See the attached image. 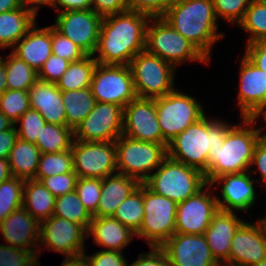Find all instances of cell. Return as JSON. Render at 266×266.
Instances as JSON below:
<instances>
[{"instance_id":"43","label":"cell","mask_w":266,"mask_h":266,"mask_svg":"<svg viewBox=\"0 0 266 266\" xmlns=\"http://www.w3.org/2000/svg\"><path fill=\"white\" fill-rule=\"evenodd\" d=\"M251 0H213L217 19L221 17L228 23L239 24L249 7Z\"/></svg>"},{"instance_id":"60","label":"cell","mask_w":266,"mask_h":266,"mask_svg":"<svg viewBox=\"0 0 266 266\" xmlns=\"http://www.w3.org/2000/svg\"><path fill=\"white\" fill-rule=\"evenodd\" d=\"M4 57L0 56V95H2L7 90L6 84V68Z\"/></svg>"},{"instance_id":"39","label":"cell","mask_w":266,"mask_h":266,"mask_svg":"<svg viewBox=\"0 0 266 266\" xmlns=\"http://www.w3.org/2000/svg\"><path fill=\"white\" fill-rule=\"evenodd\" d=\"M25 180L18 177L0 183V222L23 205Z\"/></svg>"},{"instance_id":"25","label":"cell","mask_w":266,"mask_h":266,"mask_svg":"<svg viewBox=\"0 0 266 266\" xmlns=\"http://www.w3.org/2000/svg\"><path fill=\"white\" fill-rule=\"evenodd\" d=\"M36 26L35 23L16 43L12 52L38 72L52 54V25Z\"/></svg>"},{"instance_id":"23","label":"cell","mask_w":266,"mask_h":266,"mask_svg":"<svg viewBox=\"0 0 266 266\" xmlns=\"http://www.w3.org/2000/svg\"><path fill=\"white\" fill-rule=\"evenodd\" d=\"M235 212L219 210L212 218L204 236L215 260L223 265L229 258L232 238L244 223Z\"/></svg>"},{"instance_id":"40","label":"cell","mask_w":266,"mask_h":266,"mask_svg":"<svg viewBox=\"0 0 266 266\" xmlns=\"http://www.w3.org/2000/svg\"><path fill=\"white\" fill-rule=\"evenodd\" d=\"M30 107L28 91L6 90L0 95V112L3 113L14 125Z\"/></svg>"},{"instance_id":"54","label":"cell","mask_w":266,"mask_h":266,"mask_svg":"<svg viewBox=\"0 0 266 266\" xmlns=\"http://www.w3.org/2000/svg\"><path fill=\"white\" fill-rule=\"evenodd\" d=\"M16 126L11 129L0 132V158L8 159L13 145L18 139Z\"/></svg>"},{"instance_id":"29","label":"cell","mask_w":266,"mask_h":266,"mask_svg":"<svg viewBox=\"0 0 266 266\" xmlns=\"http://www.w3.org/2000/svg\"><path fill=\"white\" fill-rule=\"evenodd\" d=\"M56 197L35 179L25 180L23 187V205L39 223L53 216Z\"/></svg>"},{"instance_id":"6","label":"cell","mask_w":266,"mask_h":266,"mask_svg":"<svg viewBox=\"0 0 266 266\" xmlns=\"http://www.w3.org/2000/svg\"><path fill=\"white\" fill-rule=\"evenodd\" d=\"M154 21V22H153ZM146 29L145 49L175 68L184 61L207 63L209 60L162 17H151Z\"/></svg>"},{"instance_id":"18","label":"cell","mask_w":266,"mask_h":266,"mask_svg":"<svg viewBox=\"0 0 266 266\" xmlns=\"http://www.w3.org/2000/svg\"><path fill=\"white\" fill-rule=\"evenodd\" d=\"M246 221L232 238L229 258L223 266H255L266 258V226Z\"/></svg>"},{"instance_id":"42","label":"cell","mask_w":266,"mask_h":266,"mask_svg":"<svg viewBox=\"0 0 266 266\" xmlns=\"http://www.w3.org/2000/svg\"><path fill=\"white\" fill-rule=\"evenodd\" d=\"M20 122V128H16L18 138L35 144L37 137L40 136L42 128L46 124L44 118L37 110L30 108L19 117L17 123Z\"/></svg>"},{"instance_id":"14","label":"cell","mask_w":266,"mask_h":266,"mask_svg":"<svg viewBox=\"0 0 266 266\" xmlns=\"http://www.w3.org/2000/svg\"><path fill=\"white\" fill-rule=\"evenodd\" d=\"M102 21L103 17L92 9L69 10L58 13L52 26L87 55H94Z\"/></svg>"},{"instance_id":"16","label":"cell","mask_w":266,"mask_h":266,"mask_svg":"<svg viewBox=\"0 0 266 266\" xmlns=\"http://www.w3.org/2000/svg\"><path fill=\"white\" fill-rule=\"evenodd\" d=\"M87 229L80 224L57 216H51L40 223V244L50 251L59 252L66 257L83 255Z\"/></svg>"},{"instance_id":"35","label":"cell","mask_w":266,"mask_h":266,"mask_svg":"<svg viewBox=\"0 0 266 266\" xmlns=\"http://www.w3.org/2000/svg\"><path fill=\"white\" fill-rule=\"evenodd\" d=\"M135 233L144 218L143 183H141L117 208L112 216Z\"/></svg>"},{"instance_id":"53","label":"cell","mask_w":266,"mask_h":266,"mask_svg":"<svg viewBox=\"0 0 266 266\" xmlns=\"http://www.w3.org/2000/svg\"><path fill=\"white\" fill-rule=\"evenodd\" d=\"M255 164L258 167L257 171H259L261 175V180L266 187V140H263L261 138L258 140L254 149V155L251 165Z\"/></svg>"},{"instance_id":"36","label":"cell","mask_w":266,"mask_h":266,"mask_svg":"<svg viewBox=\"0 0 266 266\" xmlns=\"http://www.w3.org/2000/svg\"><path fill=\"white\" fill-rule=\"evenodd\" d=\"M53 216L83 225L87 230L93 218L82 204L76 191L56 197Z\"/></svg>"},{"instance_id":"51","label":"cell","mask_w":266,"mask_h":266,"mask_svg":"<svg viewBox=\"0 0 266 266\" xmlns=\"http://www.w3.org/2000/svg\"><path fill=\"white\" fill-rule=\"evenodd\" d=\"M91 9L101 17L128 10L127 0H92Z\"/></svg>"},{"instance_id":"24","label":"cell","mask_w":266,"mask_h":266,"mask_svg":"<svg viewBox=\"0 0 266 266\" xmlns=\"http://www.w3.org/2000/svg\"><path fill=\"white\" fill-rule=\"evenodd\" d=\"M28 93L31 109L37 110L46 123L67 126L62 91L55 83L38 79Z\"/></svg>"},{"instance_id":"4","label":"cell","mask_w":266,"mask_h":266,"mask_svg":"<svg viewBox=\"0 0 266 266\" xmlns=\"http://www.w3.org/2000/svg\"><path fill=\"white\" fill-rule=\"evenodd\" d=\"M231 126L205 114L168 143V157L206 174L209 150L223 145Z\"/></svg>"},{"instance_id":"9","label":"cell","mask_w":266,"mask_h":266,"mask_svg":"<svg viewBox=\"0 0 266 266\" xmlns=\"http://www.w3.org/2000/svg\"><path fill=\"white\" fill-rule=\"evenodd\" d=\"M197 101L177 89L156 98L157 119L167 143L205 115L203 106Z\"/></svg>"},{"instance_id":"34","label":"cell","mask_w":266,"mask_h":266,"mask_svg":"<svg viewBox=\"0 0 266 266\" xmlns=\"http://www.w3.org/2000/svg\"><path fill=\"white\" fill-rule=\"evenodd\" d=\"M4 62L8 90L28 91L38 80V72L25 61L17 57L13 52L4 59Z\"/></svg>"},{"instance_id":"30","label":"cell","mask_w":266,"mask_h":266,"mask_svg":"<svg viewBox=\"0 0 266 266\" xmlns=\"http://www.w3.org/2000/svg\"><path fill=\"white\" fill-rule=\"evenodd\" d=\"M41 152L34 143L18 138L9 155V166L13 177L24 180L36 176Z\"/></svg>"},{"instance_id":"64","label":"cell","mask_w":266,"mask_h":266,"mask_svg":"<svg viewBox=\"0 0 266 266\" xmlns=\"http://www.w3.org/2000/svg\"><path fill=\"white\" fill-rule=\"evenodd\" d=\"M263 222V224L266 226V220H261Z\"/></svg>"},{"instance_id":"15","label":"cell","mask_w":266,"mask_h":266,"mask_svg":"<svg viewBox=\"0 0 266 266\" xmlns=\"http://www.w3.org/2000/svg\"><path fill=\"white\" fill-rule=\"evenodd\" d=\"M211 190H210V188ZM210 184L197 194L178 203L175 220V233L200 235L209 227L213 216L219 211L216 195L211 193ZM206 190L204 191V189Z\"/></svg>"},{"instance_id":"3","label":"cell","mask_w":266,"mask_h":266,"mask_svg":"<svg viewBox=\"0 0 266 266\" xmlns=\"http://www.w3.org/2000/svg\"><path fill=\"white\" fill-rule=\"evenodd\" d=\"M242 124L232 125L222 146L209 150L205 178L210 184L224 174L242 173L251 167L255 146L260 139L257 122L242 117Z\"/></svg>"},{"instance_id":"20","label":"cell","mask_w":266,"mask_h":266,"mask_svg":"<svg viewBox=\"0 0 266 266\" xmlns=\"http://www.w3.org/2000/svg\"><path fill=\"white\" fill-rule=\"evenodd\" d=\"M255 170H249L242 173L224 174L215 178L210 185L221 183V197L216 196L218 208L221 211L234 212L236 210L246 211L250 209L256 201V192L254 183L258 179H252L251 174Z\"/></svg>"},{"instance_id":"45","label":"cell","mask_w":266,"mask_h":266,"mask_svg":"<svg viewBox=\"0 0 266 266\" xmlns=\"http://www.w3.org/2000/svg\"><path fill=\"white\" fill-rule=\"evenodd\" d=\"M52 54L70 62L78 61L87 54L69 38L58 32L52 26Z\"/></svg>"},{"instance_id":"12","label":"cell","mask_w":266,"mask_h":266,"mask_svg":"<svg viewBox=\"0 0 266 266\" xmlns=\"http://www.w3.org/2000/svg\"><path fill=\"white\" fill-rule=\"evenodd\" d=\"M71 151L74 172L80 178L103 179L118 171L115 141L84 142L73 140Z\"/></svg>"},{"instance_id":"10","label":"cell","mask_w":266,"mask_h":266,"mask_svg":"<svg viewBox=\"0 0 266 266\" xmlns=\"http://www.w3.org/2000/svg\"><path fill=\"white\" fill-rule=\"evenodd\" d=\"M144 218L136 236L150 247H161L174 233L177 203L153 193L143 184Z\"/></svg>"},{"instance_id":"21","label":"cell","mask_w":266,"mask_h":266,"mask_svg":"<svg viewBox=\"0 0 266 266\" xmlns=\"http://www.w3.org/2000/svg\"><path fill=\"white\" fill-rule=\"evenodd\" d=\"M238 106L241 118H251L266 105V72L259 69L245 55L239 71Z\"/></svg>"},{"instance_id":"19","label":"cell","mask_w":266,"mask_h":266,"mask_svg":"<svg viewBox=\"0 0 266 266\" xmlns=\"http://www.w3.org/2000/svg\"><path fill=\"white\" fill-rule=\"evenodd\" d=\"M169 266H220L212 256L204 234L174 233L160 247Z\"/></svg>"},{"instance_id":"28","label":"cell","mask_w":266,"mask_h":266,"mask_svg":"<svg viewBox=\"0 0 266 266\" xmlns=\"http://www.w3.org/2000/svg\"><path fill=\"white\" fill-rule=\"evenodd\" d=\"M36 23V16L23 7L0 13V48H13Z\"/></svg>"},{"instance_id":"50","label":"cell","mask_w":266,"mask_h":266,"mask_svg":"<svg viewBox=\"0 0 266 266\" xmlns=\"http://www.w3.org/2000/svg\"><path fill=\"white\" fill-rule=\"evenodd\" d=\"M244 55L259 69L266 72V37L246 44Z\"/></svg>"},{"instance_id":"27","label":"cell","mask_w":266,"mask_h":266,"mask_svg":"<svg viewBox=\"0 0 266 266\" xmlns=\"http://www.w3.org/2000/svg\"><path fill=\"white\" fill-rule=\"evenodd\" d=\"M141 183L131 176L115 173L102 179L101 197L93 217L113 216L119 205Z\"/></svg>"},{"instance_id":"26","label":"cell","mask_w":266,"mask_h":266,"mask_svg":"<svg viewBox=\"0 0 266 266\" xmlns=\"http://www.w3.org/2000/svg\"><path fill=\"white\" fill-rule=\"evenodd\" d=\"M87 236H93V241L98 246L106 247L105 250L122 251L131 243L136 233L118 220L109 217H93L87 230Z\"/></svg>"},{"instance_id":"17","label":"cell","mask_w":266,"mask_h":266,"mask_svg":"<svg viewBox=\"0 0 266 266\" xmlns=\"http://www.w3.org/2000/svg\"><path fill=\"white\" fill-rule=\"evenodd\" d=\"M122 135L138 141L168 144L157 119L156 98H136L123 108Z\"/></svg>"},{"instance_id":"33","label":"cell","mask_w":266,"mask_h":266,"mask_svg":"<svg viewBox=\"0 0 266 266\" xmlns=\"http://www.w3.org/2000/svg\"><path fill=\"white\" fill-rule=\"evenodd\" d=\"M74 132L67 126L46 123L35 145L42 153H57L71 149Z\"/></svg>"},{"instance_id":"49","label":"cell","mask_w":266,"mask_h":266,"mask_svg":"<svg viewBox=\"0 0 266 266\" xmlns=\"http://www.w3.org/2000/svg\"><path fill=\"white\" fill-rule=\"evenodd\" d=\"M84 257L88 266H127L122 251L100 250L90 256L84 253Z\"/></svg>"},{"instance_id":"41","label":"cell","mask_w":266,"mask_h":266,"mask_svg":"<svg viewBox=\"0 0 266 266\" xmlns=\"http://www.w3.org/2000/svg\"><path fill=\"white\" fill-rule=\"evenodd\" d=\"M102 179L80 178L76 182L75 191L84 207L93 215L101 197Z\"/></svg>"},{"instance_id":"61","label":"cell","mask_w":266,"mask_h":266,"mask_svg":"<svg viewBox=\"0 0 266 266\" xmlns=\"http://www.w3.org/2000/svg\"><path fill=\"white\" fill-rule=\"evenodd\" d=\"M259 116H262L264 118V121H266V105L261 107L251 118L256 121V119L260 118ZM265 128H258L259 136L261 139L266 140V134L263 131Z\"/></svg>"},{"instance_id":"62","label":"cell","mask_w":266,"mask_h":266,"mask_svg":"<svg viewBox=\"0 0 266 266\" xmlns=\"http://www.w3.org/2000/svg\"><path fill=\"white\" fill-rule=\"evenodd\" d=\"M14 124L3 114L0 112V132L11 129Z\"/></svg>"},{"instance_id":"13","label":"cell","mask_w":266,"mask_h":266,"mask_svg":"<svg viewBox=\"0 0 266 266\" xmlns=\"http://www.w3.org/2000/svg\"><path fill=\"white\" fill-rule=\"evenodd\" d=\"M123 131V107L96 102L93 110L76 127L74 140L84 142L115 141Z\"/></svg>"},{"instance_id":"7","label":"cell","mask_w":266,"mask_h":266,"mask_svg":"<svg viewBox=\"0 0 266 266\" xmlns=\"http://www.w3.org/2000/svg\"><path fill=\"white\" fill-rule=\"evenodd\" d=\"M117 172L143 183L168 157V144L138 141L121 135L115 140Z\"/></svg>"},{"instance_id":"52","label":"cell","mask_w":266,"mask_h":266,"mask_svg":"<svg viewBox=\"0 0 266 266\" xmlns=\"http://www.w3.org/2000/svg\"><path fill=\"white\" fill-rule=\"evenodd\" d=\"M150 249V253H140L138 259L127 266H169L167 256L160 247Z\"/></svg>"},{"instance_id":"38","label":"cell","mask_w":266,"mask_h":266,"mask_svg":"<svg viewBox=\"0 0 266 266\" xmlns=\"http://www.w3.org/2000/svg\"><path fill=\"white\" fill-rule=\"evenodd\" d=\"M238 26L250 33L246 44L266 37V4L262 0H251Z\"/></svg>"},{"instance_id":"57","label":"cell","mask_w":266,"mask_h":266,"mask_svg":"<svg viewBox=\"0 0 266 266\" xmlns=\"http://www.w3.org/2000/svg\"><path fill=\"white\" fill-rule=\"evenodd\" d=\"M12 176L9 160L0 158V183L10 179Z\"/></svg>"},{"instance_id":"63","label":"cell","mask_w":266,"mask_h":266,"mask_svg":"<svg viewBox=\"0 0 266 266\" xmlns=\"http://www.w3.org/2000/svg\"><path fill=\"white\" fill-rule=\"evenodd\" d=\"M255 266H266V258L263 259L259 264L255 265Z\"/></svg>"},{"instance_id":"1","label":"cell","mask_w":266,"mask_h":266,"mask_svg":"<svg viewBox=\"0 0 266 266\" xmlns=\"http://www.w3.org/2000/svg\"><path fill=\"white\" fill-rule=\"evenodd\" d=\"M150 16L127 10L103 18L94 59L104 65H129L146 47ZM96 53L99 54L96 56Z\"/></svg>"},{"instance_id":"5","label":"cell","mask_w":266,"mask_h":266,"mask_svg":"<svg viewBox=\"0 0 266 266\" xmlns=\"http://www.w3.org/2000/svg\"><path fill=\"white\" fill-rule=\"evenodd\" d=\"M143 184L153 193L178 204L197 194L208 183L200 170L167 157Z\"/></svg>"},{"instance_id":"58","label":"cell","mask_w":266,"mask_h":266,"mask_svg":"<svg viewBox=\"0 0 266 266\" xmlns=\"http://www.w3.org/2000/svg\"><path fill=\"white\" fill-rule=\"evenodd\" d=\"M61 266H88L84 254L75 257L64 258Z\"/></svg>"},{"instance_id":"55","label":"cell","mask_w":266,"mask_h":266,"mask_svg":"<svg viewBox=\"0 0 266 266\" xmlns=\"http://www.w3.org/2000/svg\"><path fill=\"white\" fill-rule=\"evenodd\" d=\"M92 0H53L54 9L65 12L69 10L91 9ZM62 8V10H61Z\"/></svg>"},{"instance_id":"31","label":"cell","mask_w":266,"mask_h":266,"mask_svg":"<svg viewBox=\"0 0 266 266\" xmlns=\"http://www.w3.org/2000/svg\"><path fill=\"white\" fill-rule=\"evenodd\" d=\"M67 127L73 131L93 110L96 100L91 88L62 91Z\"/></svg>"},{"instance_id":"8","label":"cell","mask_w":266,"mask_h":266,"mask_svg":"<svg viewBox=\"0 0 266 266\" xmlns=\"http://www.w3.org/2000/svg\"><path fill=\"white\" fill-rule=\"evenodd\" d=\"M137 98L155 99L173 92L175 67L146 49L129 63Z\"/></svg>"},{"instance_id":"22","label":"cell","mask_w":266,"mask_h":266,"mask_svg":"<svg viewBox=\"0 0 266 266\" xmlns=\"http://www.w3.org/2000/svg\"><path fill=\"white\" fill-rule=\"evenodd\" d=\"M0 233L9 246L35 252L37 256L42 252L39 246L40 223L23 207L14 210L0 222ZM34 247L40 249L35 250Z\"/></svg>"},{"instance_id":"2","label":"cell","mask_w":266,"mask_h":266,"mask_svg":"<svg viewBox=\"0 0 266 266\" xmlns=\"http://www.w3.org/2000/svg\"><path fill=\"white\" fill-rule=\"evenodd\" d=\"M209 61L211 46L224 37L218 31L213 0H176L162 16Z\"/></svg>"},{"instance_id":"32","label":"cell","mask_w":266,"mask_h":266,"mask_svg":"<svg viewBox=\"0 0 266 266\" xmlns=\"http://www.w3.org/2000/svg\"><path fill=\"white\" fill-rule=\"evenodd\" d=\"M96 66L97 61L93 55H86L78 61H73L69 64L66 72L56 82V86L61 91L88 88L91 86Z\"/></svg>"},{"instance_id":"48","label":"cell","mask_w":266,"mask_h":266,"mask_svg":"<svg viewBox=\"0 0 266 266\" xmlns=\"http://www.w3.org/2000/svg\"><path fill=\"white\" fill-rule=\"evenodd\" d=\"M176 0H127L128 10L162 17Z\"/></svg>"},{"instance_id":"59","label":"cell","mask_w":266,"mask_h":266,"mask_svg":"<svg viewBox=\"0 0 266 266\" xmlns=\"http://www.w3.org/2000/svg\"><path fill=\"white\" fill-rule=\"evenodd\" d=\"M19 0H0V13L21 8Z\"/></svg>"},{"instance_id":"46","label":"cell","mask_w":266,"mask_h":266,"mask_svg":"<svg viewBox=\"0 0 266 266\" xmlns=\"http://www.w3.org/2000/svg\"><path fill=\"white\" fill-rule=\"evenodd\" d=\"M77 179V174L72 171L65 174L43 178L41 182L55 197H58L75 191Z\"/></svg>"},{"instance_id":"11","label":"cell","mask_w":266,"mask_h":266,"mask_svg":"<svg viewBox=\"0 0 266 266\" xmlns=\"http://www.w3.org/2000/svg\"><path fill=\"white\" fill-rule=\"evenodd\" d=\"M90 88L96 102L112 103L123 108L137 98L129 65L97 63Z\"/></svg>"},{"instance_id":"56","label":"cell","mask_w":266,"mask_h":266,"mask_svg":"<svg viewBox=\"0 0 266 266\" xmlns=\"http://www.w3.org/2000/svg\"><path fill=\"white\" fill-rule=\"evenodd\" d=\"M24 9L31 11L37 17L40 6H52L53 0H19Z\"/></svg>"},{"instance_id":"44","label":"cell","mask_w":266,"mask_h":266,"mask_svg":"<svg viewBox=\"0 0 266 266\" xmlns=\"http://www.w3.org/2000/svg\"><path fill=\"white\" fill-rule=\"evenodd\" d=\"M38 258L35 252L0 243V266H39Z\"/></svg>"},{"instance_id":"47","label":"cell","mask_w":266,"mask_h":266,"mask_svg":"<svg viewBox=\"0 0 266 266\" xmlns=\"http://www.w3.org/2000/svg\"><path fill=\"white\" fill-rule=\"evenodd\" d=\"M71 62L54 54L45 61L38 71V79L55 83L66 72Z\"/></svg>"},{"instance_id":"37","label":"cell","mask_w":266,"mask_h":266,"mask_svg":"<svg viewBox=\"0 0 266 266\" xmlns=\"http://www.w3.org/2000/svg\"><path fill=\"white\" fill-rule=\"evenodd\" d=\"M72 171H74V163L71 149L57 153H42L34 179L41 181L43 178Z\"/></svg>"}]
</instances>
